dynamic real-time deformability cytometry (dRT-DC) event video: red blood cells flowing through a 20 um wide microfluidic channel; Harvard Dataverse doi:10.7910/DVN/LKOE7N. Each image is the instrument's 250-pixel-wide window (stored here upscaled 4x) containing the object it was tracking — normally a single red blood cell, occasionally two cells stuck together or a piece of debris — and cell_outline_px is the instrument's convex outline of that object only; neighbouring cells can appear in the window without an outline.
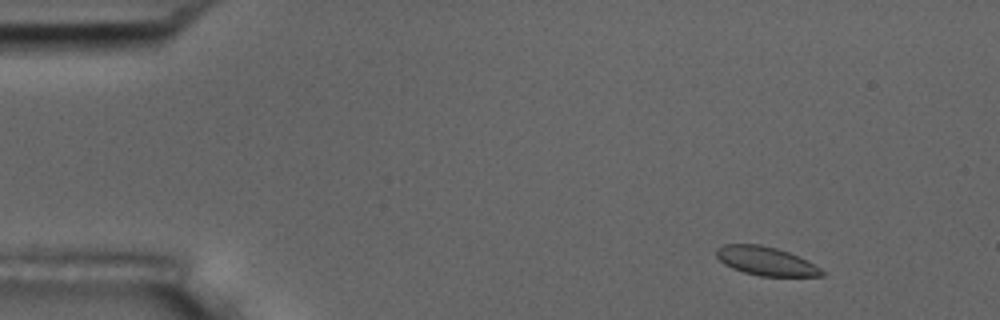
{"species": "common noctule bat (a hibernating species)", "species_latin": "Nyctalus noctula", "temperature_condition": "room temperature", "stored_images_in_passage": 5, "camera_frame_rate_fps": 3000, "um_per_image_px": 0.085, "animal": {"sex": "male", "body_mass_g": 17.5, "forearm_length_mm": 52.3}, "frame": {"image": 1, "passage_image": 2, "time_ms": 1.0, "image_size_px": [1000, 320], "cell_outline_px": [[824, 276], [760, 276], [744, 272], [732, 268], [724, 264], [716, 256], [716, 248], [724, 244], [760, 244], [776, 248], [788, 252], [820, 268], [824, 272]], "centroid_in_image_um": [65.05, 22.19], "position_along_channel_um": 20.0, "area_um2": 17.4}}
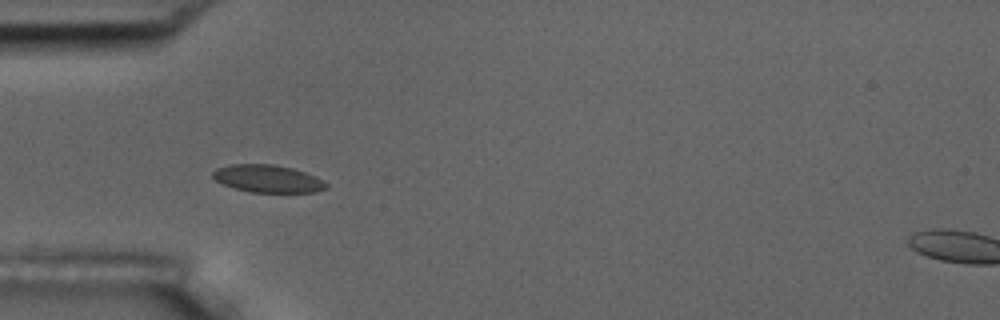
{"frame": {"image": 2, "passage_image": 5, "time_ms": 4.667, "image_size_px": [1000, 320], "cell_outline_px": [[328, 188], [312, 192], [248, 192], [224, 184], [216, 180], [212, 176], [212, 172], [216, 168], [232, 164], [272, 164], [292, 168], [304, 172], [328, 184]], "centroid_in_image_um": [22.72, 15.18], "position_along_channel_um": 62.3, "area_um2": 17.92}}